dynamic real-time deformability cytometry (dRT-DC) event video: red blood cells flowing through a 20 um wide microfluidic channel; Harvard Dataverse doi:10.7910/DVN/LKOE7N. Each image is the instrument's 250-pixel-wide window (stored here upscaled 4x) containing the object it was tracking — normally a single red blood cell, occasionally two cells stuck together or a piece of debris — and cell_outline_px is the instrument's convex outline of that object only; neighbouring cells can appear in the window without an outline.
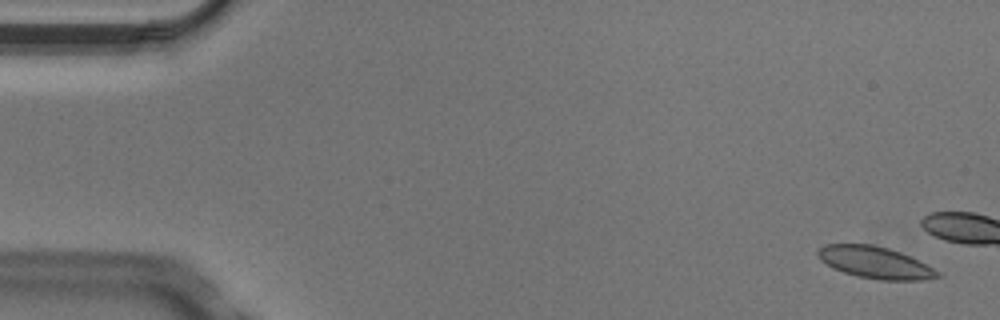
{"species": "Egyptian fruit bat (a non-hibernating species)", "species_latin": "Rousettus aegyptiacus", "temperature_condition": "cold", "stored_images_in_passage": 5, "camera_frame_rate_fps": 3000, "um_per_image_px": 0.085, "animal": {"sex": "male"}, "frame": {"image": 1, "passage_image": 1, "time_ms": 0.0, "image_size_px": [1000, 320], "cell_outline_px": [[940, 276], [920, 280], [880, 280], [856, 276], [832, 268], [820, 260], [816, 256], [816, 252], [824, 244], [872, 244], [888, 248], [900, 252], [940, 272]], "centroid_in_image_um": [74.31, 22.31], "position_along_channel_um": 10.7, "area_um2": 22.02}}